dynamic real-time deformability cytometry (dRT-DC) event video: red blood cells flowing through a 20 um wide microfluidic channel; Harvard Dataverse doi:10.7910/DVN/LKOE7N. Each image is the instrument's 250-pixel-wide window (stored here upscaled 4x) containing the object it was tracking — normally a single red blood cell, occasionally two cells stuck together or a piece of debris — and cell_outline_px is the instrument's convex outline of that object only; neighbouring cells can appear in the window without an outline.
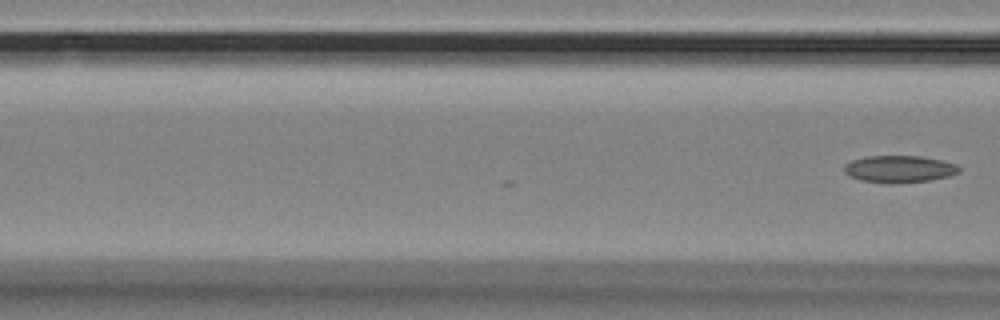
{"species": "Egyptian fruit bat (a non-hibernating species)", "species_latin": "Rousettus aegyptiacus", "temperature_condition": "room temperature", "stored_images_in_passage": 20, "camera_frame_rate_fps": 3000, "um_per_image_px": 0.085, "animal": {"sex": "female"}, "frame": {"image": 1, "passage_image": 20, "time_ms": 6.333, "image_size_px": [1000, 320], "cell_outline_px": [[960, 172], [948, 176], [928, 180], [892, 184], [860, 180], [848, 176], [844, 172], [844, 164], [852, 160], [868, 156], [920, 156], [944, 160], [956, 164], [960, 168]], "centroid_in_image_um": [76.42, 14.36], "position_along_channel_um": 90.2, "area_um2": 18.21}}